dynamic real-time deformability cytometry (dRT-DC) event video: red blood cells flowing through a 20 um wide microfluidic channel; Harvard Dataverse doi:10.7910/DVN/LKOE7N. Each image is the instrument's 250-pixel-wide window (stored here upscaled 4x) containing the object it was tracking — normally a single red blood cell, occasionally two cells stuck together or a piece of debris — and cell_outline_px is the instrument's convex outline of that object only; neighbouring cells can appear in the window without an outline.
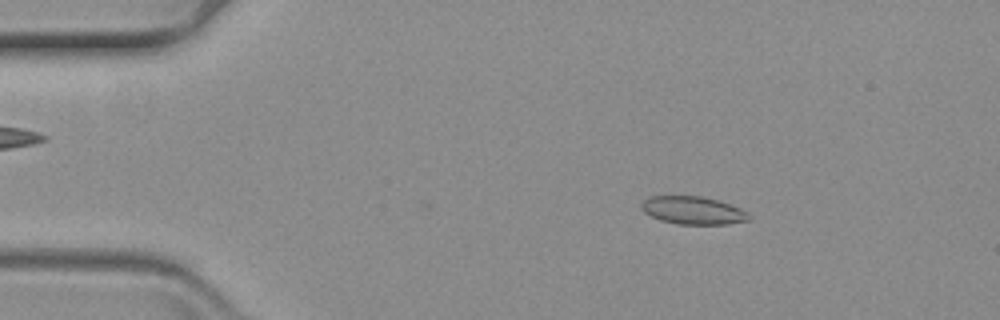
{"species": "common noctule bat (a hibernating species)", "species_latin": "Nyctalus noctula", "temperature_condition": "warm", "stored_images_in_passage": 59, "camera_frame_rate_fps": 3000, "um_per_image_px": 0.085, "animal": {"sex": "female", "body_mass_g": 19.3, "forearm_length_mm": 54.1}, "frame": {"image": 1, "passage_image": 7, "time_ms": 2.0, "image_size_px": [1000, 320], "cell_outline_px": [[752, 220], [728, 224], [676, 224], [660, 220], [644, 212], [640, 208], [640, 204], [648, 196], [704, 196], [740, 208], [748, 212], [752, 216]], "centroid_in_image_um": [58.92, 17.89], "position_along_channel_um": 26.1, "area_um2": 17.63}}
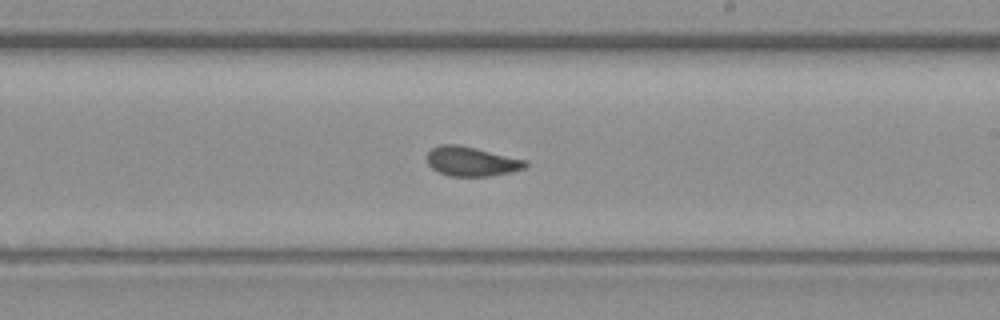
{"frame": {"image": 2, "passage_image": 33, "time_ms": 10.667, "image_size_px": [1000, 320], "cell_outline_px": [[528, 164], [524, 168], [512, 172], [492, 176], [448, 176], [436, 172], [428, 164], [428, 152], [432, 148], [440, 144], [456, 144], [528, 160]], "centroid_in_image_um": [40.08, 13.73], "position_along_channel_um": 248.9, "area_um2": 16.94}}
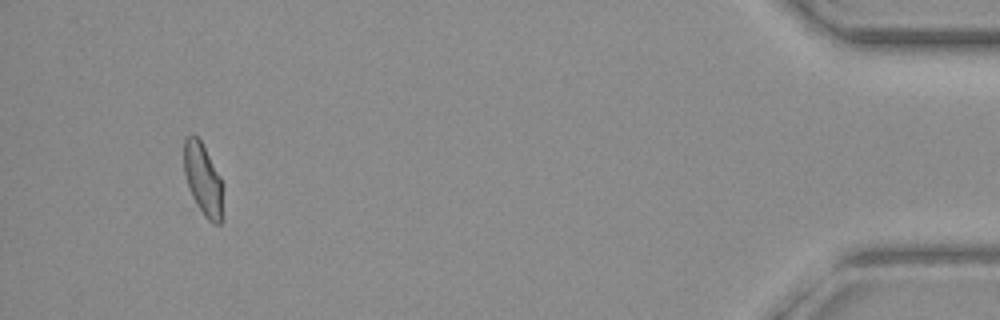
{"frame": {"image": 3, "passage_image": 55, "time_ms": 18.0, "image_size_px": [1000, 320], "cell_outline_px": [[224, 184], [220, 224], [212, 224], [204, 216], [196, 204], [188, 188], [184, 172], [184, 140], [188, 136], [196, 136], [200, 140], [220, 176]], "centroid_in_image_um": [17.27, 15.29], "position_along_channel_um": 417.9, "area_um2": 16.36}}